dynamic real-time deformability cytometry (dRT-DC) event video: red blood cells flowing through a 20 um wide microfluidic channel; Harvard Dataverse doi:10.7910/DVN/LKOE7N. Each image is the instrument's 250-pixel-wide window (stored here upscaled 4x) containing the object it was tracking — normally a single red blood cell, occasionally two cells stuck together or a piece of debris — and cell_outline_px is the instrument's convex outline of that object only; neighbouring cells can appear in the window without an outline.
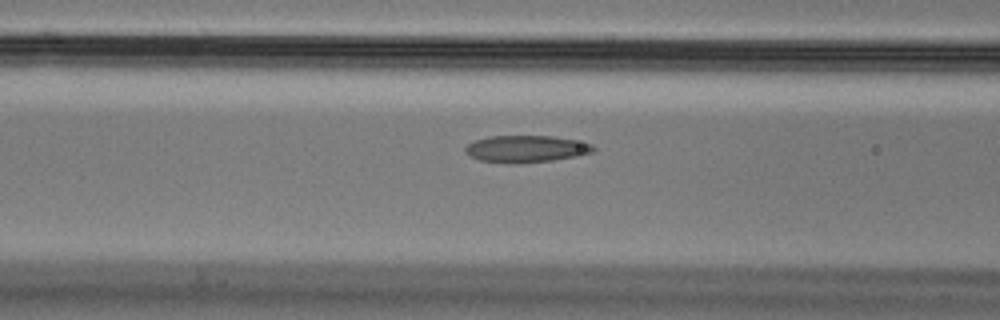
{"species": "Egyptian fruit bat (a non-hibernating species)", "species_latin": "Rousettus aegyptiacus", "temperature_condition": "cold", "stored_images_in_passage": 49, "camera_frame_rate_fps": 3000, "um_per_image_px": 0.085, "animal": {"sex": "male"}, "frame": {"image": 1, "passage_image": 21, "time_ms": 6.667, "image_size_px": [1000, 320], "cell_outline_px": [[596, 152], [576, 156], [552, 160], [508, 164], [480, 160], [464, 152], [464, 148], [472, 140], [492, 136], [552, 136], [592, 144], [596, 148]], "centroid_in_image_um": [44.7, 12.65], "position_along_channel_um": 121.9, "area_um2": 20.06}}
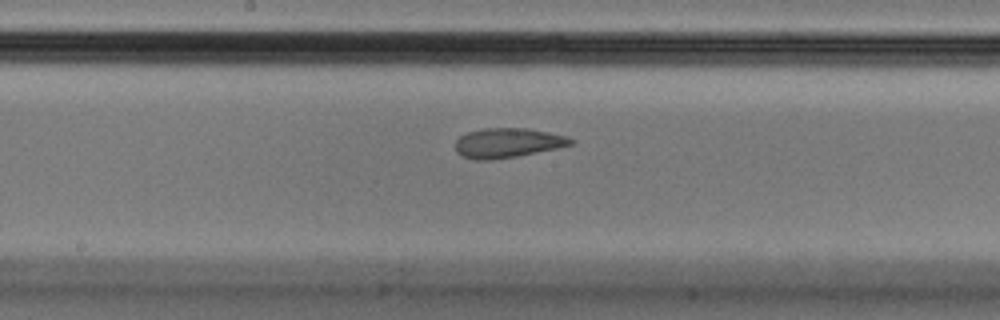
{"frame": {"image": 2, "passage_image": 28, "time_ms": 9.0, "image_size_px": [1000, 320], "cell_outline_px": [[576, 140], [572, 144], [556, 148], [516, 156], [492, 160], [476, 160], [460, 156], [456, 152], [456, 140], [460, 136], [468, 132], [484, 128], [528, 128], [568, 136]], "centroid_in_image_um": [43.13, 12.14], "position_along_channel_um": 205.1, "area_um2": 19.94}}
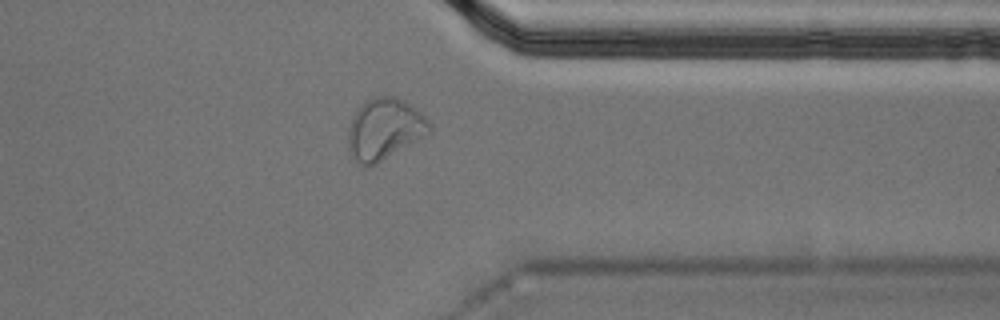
{"frame": {"image": 3, "passage_image": 43, "time_ms": 14.0, "image_size_px": [1000, 320], "cell_outline_px": [[432, 132], [376, 164], [364, 168], [348, 152], [348, 128], [352, 116], [360, 104], [372, 96], [392, 96], [404, 100], [416, 108], [432, 124]], "centroid_in_image_um": [32.67, 10.96], "position_along_channel_um": 378.7, "area_um2": 29.42}, "authors_computed_cell_mechanics": {"area_um2": 20.3456, "velocity_mm_per_s": 3.5538, "shape_relaxation_time_tau1_ms": null, "shape_relaxation_time_tau2_ms": 2.1921, "deformation_change_tau1": null, "deformation_change_tau2": 0.083}}